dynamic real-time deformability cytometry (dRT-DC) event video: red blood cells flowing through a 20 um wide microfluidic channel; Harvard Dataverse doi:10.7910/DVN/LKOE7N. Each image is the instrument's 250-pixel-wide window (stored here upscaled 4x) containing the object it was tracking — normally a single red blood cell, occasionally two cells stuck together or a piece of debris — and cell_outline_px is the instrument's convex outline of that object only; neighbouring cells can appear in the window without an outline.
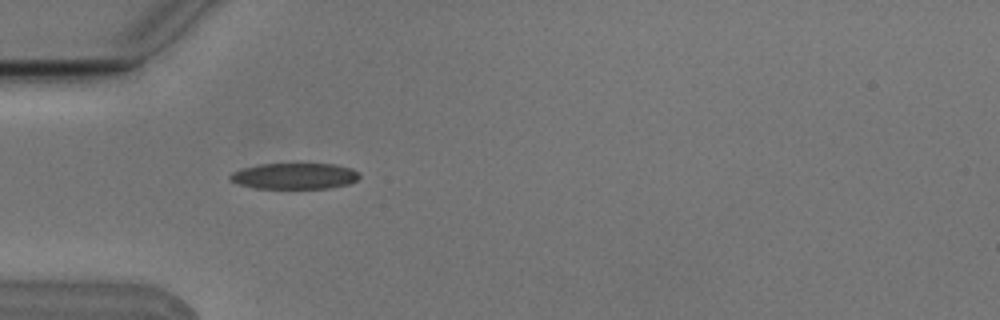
{"species": "Egyptian fruit bat (a non-hibernating species)", "species_latin": "Rousettus aegyptiacus", "temperature_condition": "cold", "stored_images_in_passage": 2, "camera_frame_rate_fps": 3000, "um_per_image_px": 0.085, "animal": {"sex": "male"}, "frame": {"image": 1, "passage_image": 2, "time_ms": 0.333, "image_size_px": [1000, 320], "cell_outline_px": [[360, 176], [356, 180], [348, 184], [328, 188], [252, 188], [236, 184], [228, 180], [228, 176], [232, 172], [244, 168], [260, 164], [336, 164], [352, 168], [360, 172]], "centroid_in_image_um": [25.02, 14.96], "position_along_channel_um": 60.0, "area_um2": 19.77}}